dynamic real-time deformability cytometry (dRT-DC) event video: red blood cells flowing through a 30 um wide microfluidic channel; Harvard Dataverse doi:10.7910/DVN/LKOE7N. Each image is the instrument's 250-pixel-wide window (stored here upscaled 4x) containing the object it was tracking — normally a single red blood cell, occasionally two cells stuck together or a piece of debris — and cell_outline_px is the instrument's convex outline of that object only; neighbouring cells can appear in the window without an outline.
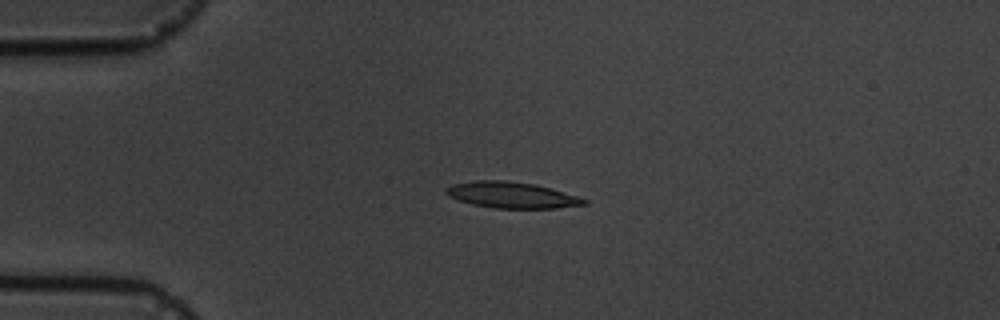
{"species": "common noctule bat (a hibernating species)", "species_latin": "Nyctalus noctula", "temperature_condition": "cold", "stored_images_in_passage": 4, "camera_frame_rate_fps": 3000, "um_per_image_px": 0.085, "animal": {"sex": "male", "body_mass_g": 19.5, "forearm_length_mm": 54.6}, "frame": {"image": 1, "passage_image": 3, "time_ms": 2.333, "image_size_px": [1000, 320], "cell_outline_px": [[588, 204], [556, 208], [492, 208], [472, 204], [448, 196], [444, 192], [452, 184], [476, 180], [504, 180], [536, 184], [552, 188], [588, 200]], "centroid_in_image_um": [43.5, 16.57], "position_along_channel_um": 41.5, "area_um2": 20.98}}